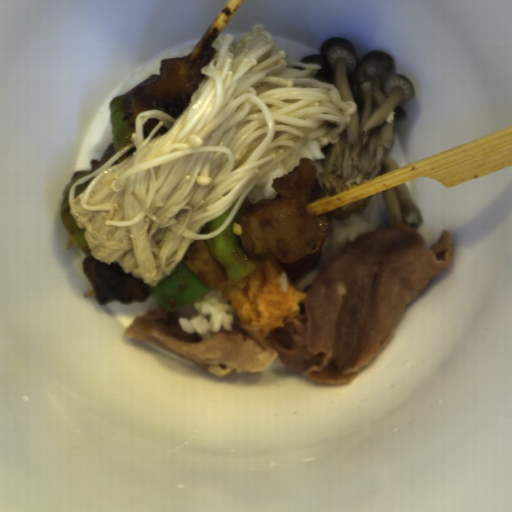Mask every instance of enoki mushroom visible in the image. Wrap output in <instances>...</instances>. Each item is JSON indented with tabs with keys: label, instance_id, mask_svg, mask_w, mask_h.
<instances>
[{
	"label": "enoki mushroom",
	"instance_id": "1",
	"mask_svg": "<svg viewBox=\"0 0 512 512\" xmlns=\"http://www.w3.org/2000/svg\"><path fill=\"white\" fill-rule=\"evenodd\" d=\"M235 38L219 33L212 42L217 52L178 119L141 111L133 142L70 187L69 212L85 229L91 256L119 263L150 287L173 272L194 240L222 233L256 183L289 156L283 168L291 171L305 143L341 142L356 113L355 101H342L334 84L314 77L320 63L287 61L263 23ZM151 117L160 122L146 139ZM227 209L209 234L206 222Z\"/></svg>",
	"mask_w": 512,
	"mask_h": 512
}]
</instances>
